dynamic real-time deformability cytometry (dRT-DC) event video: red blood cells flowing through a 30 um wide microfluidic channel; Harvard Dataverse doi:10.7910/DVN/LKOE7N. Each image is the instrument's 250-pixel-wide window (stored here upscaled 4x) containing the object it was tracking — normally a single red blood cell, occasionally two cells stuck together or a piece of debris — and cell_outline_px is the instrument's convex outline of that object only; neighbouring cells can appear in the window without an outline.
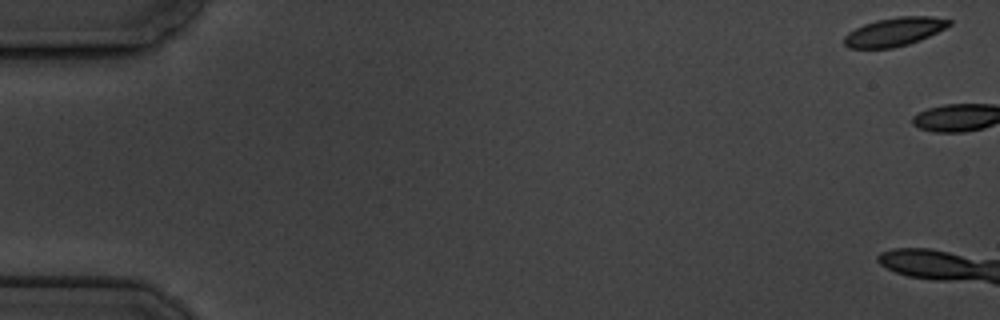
{"species": "common noctule bat (a hibernating species)", "species_latin": "Nyctalus noctula", "temperature_condition": "cold", "stored_images_in_passage": 2, "camera_frame_rate_fps": 3000, "um_per_image_px": 0.085, "animal": {"sex": "male", "body_mass_g": 19.5, "forearm_length_mm": 54.6}, "frame": {"image": 1, "passage_image": 1, "time_ms": 0.0, "image_size_px": [1000, 320], "cell_outline_px": [[952, 24], [920, 40], [908, 44], [892, 48], [848, 48], [844, 44], [844, 36], [848, 32], [864, 24], [876, 20], [896, 16], [932, 16], [952, 20]], "centroid_in_image_um": [76.01, 2.69], "position_along_channel_um": 9.0, "area_um2": 17.46}}